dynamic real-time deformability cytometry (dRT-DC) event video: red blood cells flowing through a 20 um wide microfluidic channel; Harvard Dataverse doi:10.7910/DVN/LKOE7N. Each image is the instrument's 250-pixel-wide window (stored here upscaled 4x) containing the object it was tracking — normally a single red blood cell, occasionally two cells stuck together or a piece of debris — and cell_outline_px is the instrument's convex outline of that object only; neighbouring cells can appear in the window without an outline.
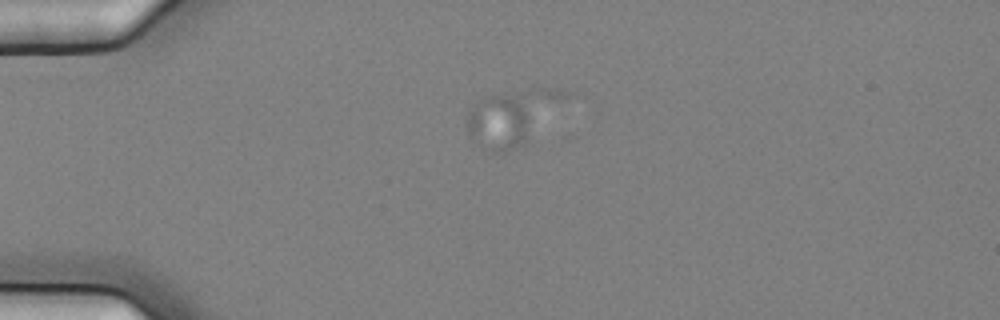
{"species": "common noctule bat (a hibernating species)", "species_latin": "Nyctalus noctula", "temperature_condition": "cold", "stored_images_in_passage": 3, "camera_frame_rate_fps": 3000, "um_per_image_px": 0.085, "animal": {"sex": "female", "body_mass_g": 25.1}, "frame": {"image": 1, "passage_image": 1, "time_ms": 0.0, "image_size_px": [1000, 320], "cell_outline_px": [[528, 140], [524, 144], [504, 152], [496, 152], [488, 148], [472, 136], [468, 132], [464, 124], [468, 112], [484, 96], [516, 96], [528, 120]], "centroid_in_image_um": [42.35, 10.46], "position_along_channel_um": 42.6, "area_um2": 19.94}}